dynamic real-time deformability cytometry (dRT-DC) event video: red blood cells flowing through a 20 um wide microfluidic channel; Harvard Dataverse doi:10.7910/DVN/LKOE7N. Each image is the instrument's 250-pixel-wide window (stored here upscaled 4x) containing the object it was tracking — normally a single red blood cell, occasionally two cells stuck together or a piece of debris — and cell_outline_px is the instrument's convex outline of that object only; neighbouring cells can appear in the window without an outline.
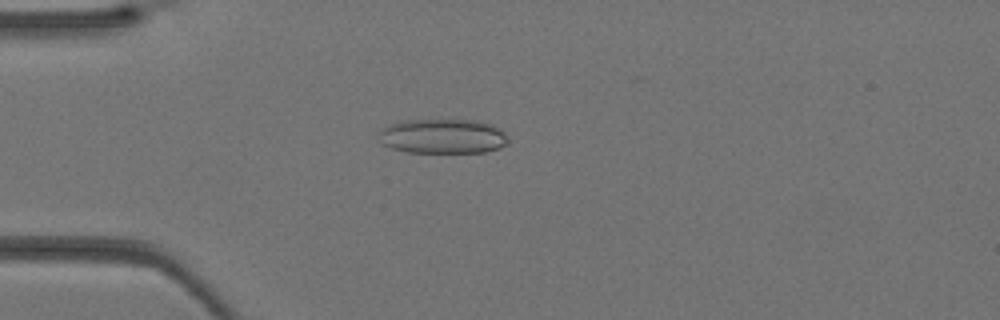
{"species": "Egyptian fruit bat (a non-hibernating species)", "species_latin": "Rousettus aegyptiacus", "temperature_condition": "warm", "stored_images_in_passage": 40, "camera_frame_rate_fps": 3000, "um_per_image_px": 0.085, "animal": {"sex": "female"}, "frame": {"image": 1, "passage_image": 11, "time_ms": 3.333, "image_size_px": [1000, 320], "cell_outline_px": [[508, 144], [500, 148], [484, 152], [408, 152], [392, 148], [380, 144], [380, 132], [384, 128], [392, 124], [408, 120], [476, 120], [488, 124], [504, 132], [508, 136]], "centroid_in_image_um": [37.66, 11.59], "position_along_channel_um": 47.3, "area_um2": 25.89}}
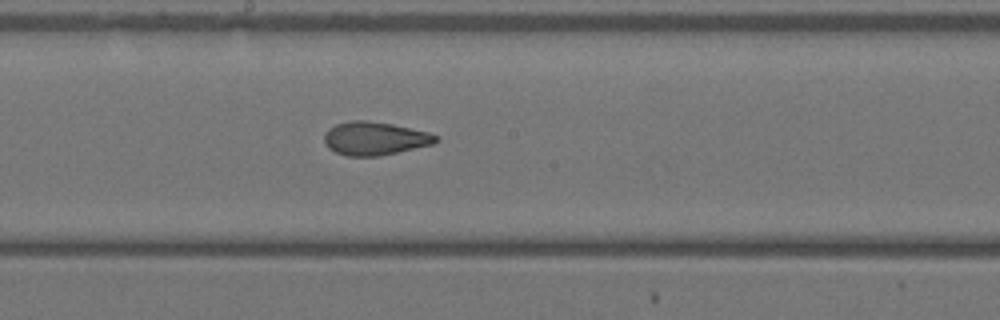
{"frame": {"image": 2, "passage_image": 22, "time_ms": 7.0, "image_size_px": [1000, 320], "cell_outline_px": [[440, 140], [432, 144], [380, 156], [348, 156], [336, 152], [328, 148], [324, 144], [324, 136], [328, 128], [336, 124], [348, 120], [368, 120], [392, 124], [428, 132], [440, 136]], "centroid_in_image_um": [31.84, 11.76], "position_along_channel_um": 216.4, "area_um2": 21.79}}
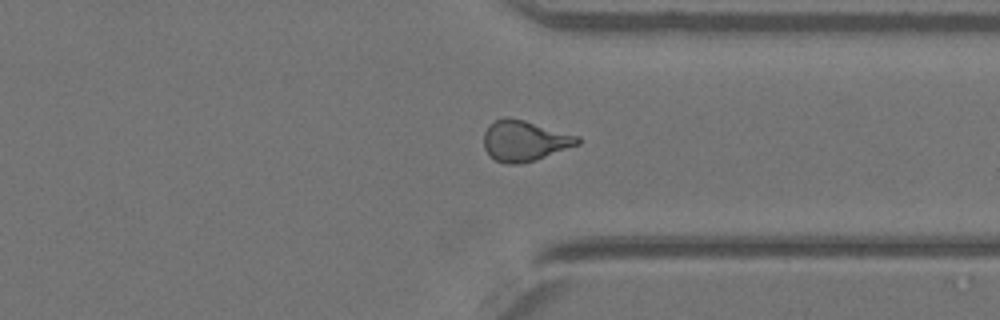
{"frame": {"image": 3, "passage_image": 31, "time_ms": 10.0, "image_size_px": [1000, 320], "cell_outline_px": [[580, 144], [520, 164], [504, 164], [496, 160], [484, 148], [484, 132], [488, 124], [504, 116], [508, 116], [524, 120], [580, 136]], "centroid_in_image_um": [44.56, 11.94], "position_along_channel_um": 366.8, "area_um2": 22.08}}